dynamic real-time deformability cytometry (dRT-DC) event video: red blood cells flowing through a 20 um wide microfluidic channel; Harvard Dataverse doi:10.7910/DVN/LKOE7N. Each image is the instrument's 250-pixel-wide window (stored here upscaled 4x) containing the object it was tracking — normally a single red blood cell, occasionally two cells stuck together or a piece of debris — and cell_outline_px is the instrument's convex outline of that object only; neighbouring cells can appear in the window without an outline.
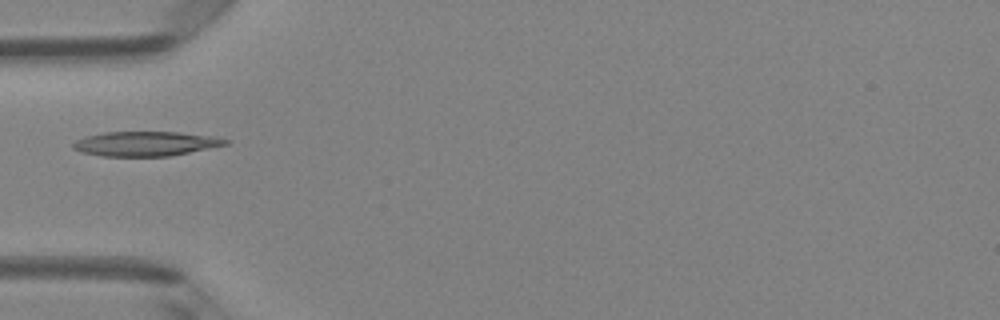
{"species": "Egyptian fruit bat (a non-hibernating species)", "species_latin": "Rousettus aegyptiacus", "temperature_condition": "room temperature", "stored_images_in_passage": 6, "camera_frame_rate_fps": 3000, "um_per_image_px": 0.085, "animal": {"sex": "female"}, "frame": {"image": 1, "passage_image": 5, "time_ms": 1.333, "image_size_px": [1000, 320], "cell_outline_px": [[232, 140], [228, 144], [168, 156], [100, 156], [80, 152], [72, 148], [72, 144], [76, 140], [88, 136], [104, 132], [180, 132], [212, 136]], "centroid_in_image_um": [12.36, 12.21], "position_along_channel_um": 72.6, "area_um2": 21.73}}
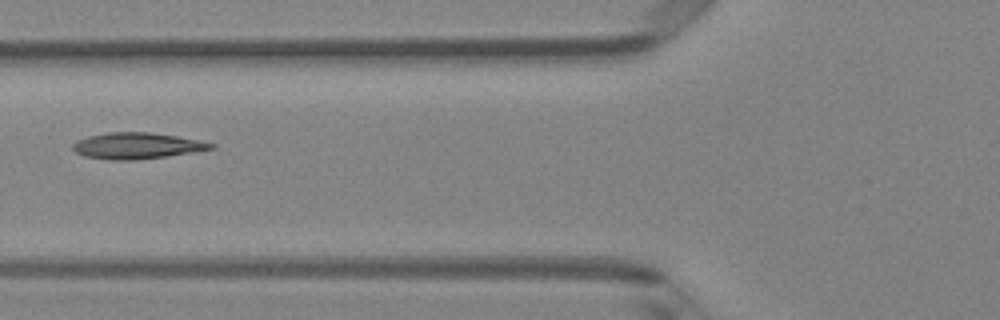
{"frame": {"image": 2, "passage_image": 6, "time_ms": 1.667, "image_size_px": [1000, 320], "cell_outline_px": [[216, 148], [164, 156], [132, 160], [108, 160], [84, 156], [76, 152], [72, 148], [72, 144], [76, 140], [88, 136], [108, 132], [152, 132], [176, 136], [216, 144]], "centroid_in_image_um": [11.57, 12.38], "position_along_channel_um": 114.2, "area_um2": 20.92}}